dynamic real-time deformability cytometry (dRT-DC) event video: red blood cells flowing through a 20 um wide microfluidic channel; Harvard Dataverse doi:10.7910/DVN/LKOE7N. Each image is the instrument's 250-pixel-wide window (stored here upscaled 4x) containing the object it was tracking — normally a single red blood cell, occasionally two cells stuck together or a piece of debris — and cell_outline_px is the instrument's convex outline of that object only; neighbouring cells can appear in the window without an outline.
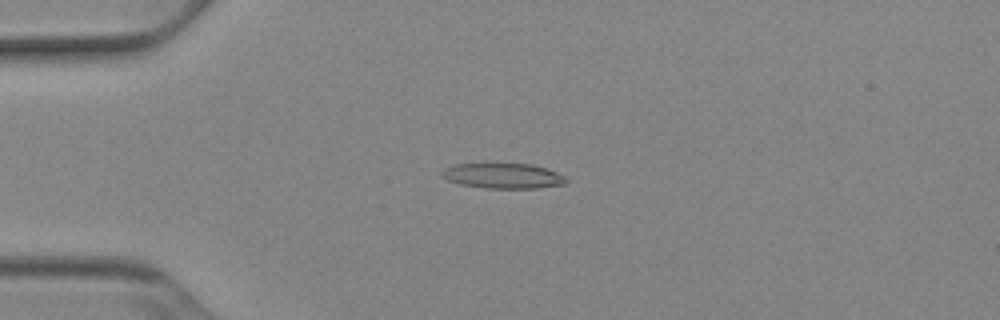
{"species": "Egyptian fruit bat (a non-hibernating species)", "species_latin": "Rousettus aegyptiacus", "temperature_condition": "cold", "stored_images_in_passage": 53, "camera_frame_rate_fps": 3000, "um_per_image_px": 0.085, "animal": {"sex": "female"}, "frame": {"image": 1, "passage_image": 14, "time_ms": 4.333, "image_size_px": [1000, 320], "cell_outline_px": [[568, 180], [564, 184], [536, 188], [488, 188], [460, 184], [448, 180], [440, 176], [440, 172], [444, 168], [452, 164], [488, 160], [532, 164], [548, 168], [564, 176]], "centroid_in_image_um": [42.68, 14.87], "position_along_channel_um": 42.3, "area_um2": 19.42}}
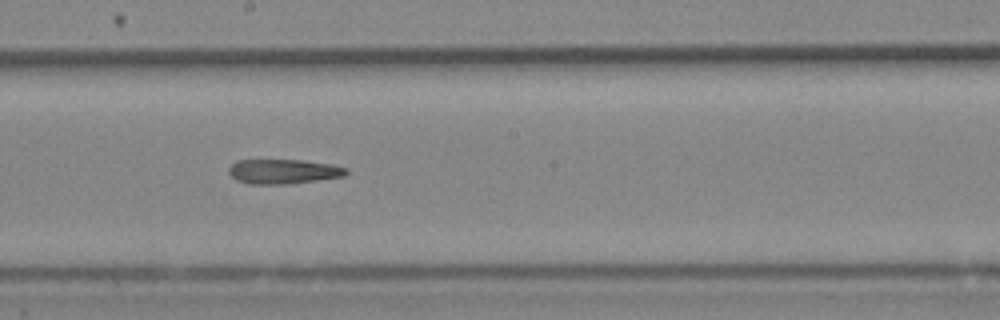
{"frame": {"image": 2, "passage_image": 30, "time_ms": 9.667, "image_size_px": [1000, 320], "cell_outline_px": [[348, 172], [344, 176], [316, 180], [284, 184], [248, 184], [236, 180], [228, 172], [228, 168], [236, 160], [300, 160], [332, 164], [348, 168]], "centroid_in_image_um": [24.07, 14.57], "position_along_channel_um": 224.1, "area_um2": 16.82}}
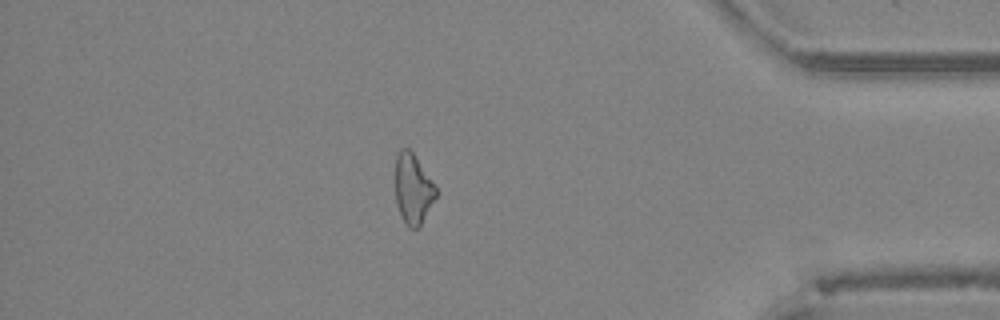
{"frame": {"image": 3, "passage_image": 46, "time_ms": 15.0, "image_size_px": [1000, 320], "cell_outline_px": [[436, 196], [420, 228], [408, 228], [396, 204], [396, 156], [400, 148], [408, 148], [416, 156], [436, 188]], "centroid_in_image_um": [35.1, 16.06], "position_along_channel_um": 400.1, "area_um2": 16.42}}